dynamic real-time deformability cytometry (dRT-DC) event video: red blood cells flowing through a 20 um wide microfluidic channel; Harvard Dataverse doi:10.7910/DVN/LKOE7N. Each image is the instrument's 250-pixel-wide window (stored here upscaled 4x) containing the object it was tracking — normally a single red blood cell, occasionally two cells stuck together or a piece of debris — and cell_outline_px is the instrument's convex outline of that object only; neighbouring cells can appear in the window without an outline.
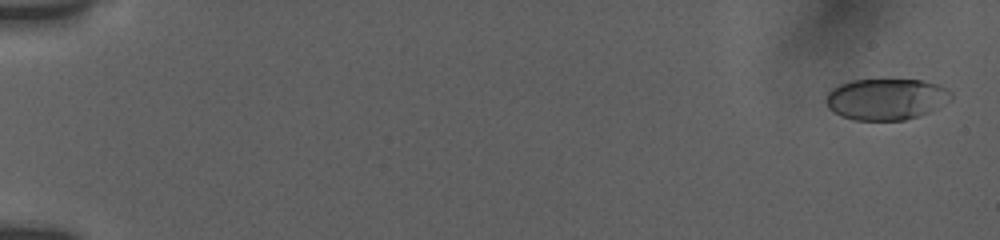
{"species": "human", "species_latin": "Homo sapiens", "temperature_condition": "room temperature", "stored_images_in_passage": 42, "camera_frame_rate_fps": 3000, "um_per_image_px": 0.085, "donor": {"sex": "female"}, "frame": {"image": 1, "passage_image": 1, "time_ms": 0.0, "image_size_px": [1000, 240], "cell_outline_px": [[952, 100], [928, 112], [904, 120], [856, 120], [840, 116], [828, 108], [824, 100], [828, 92], [832, 88], [840, 84], [852, 80], [920, 80], [940, 84], [948, 88], [952, 92]], "centroid_in_image_um": [75.33, 8.42], "position_along_channel_um": 9.7, "area_um2": 30.29}}
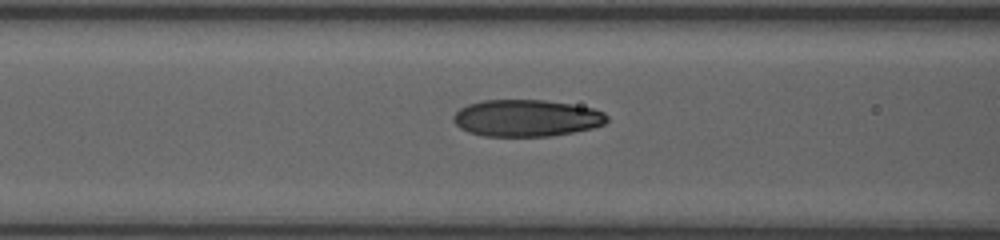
{"frame": {"image": 2, "passage_image": 27, "time_ms": 7.667, "image_size_px": [1000, 240], "cell_outline_px": [[608, 120], [604, 124], [592, 128], [552, 136], [484, 136], [468, 132], [460, 128], [452, 120], [452, 116], [460, 108], [468, 104], [484, 100], [544, 100], [572, 104], [592, 108], [604, 112], [608, 116]], "centroid_in_image_um": [44.74, 10.03], "position_along_channel_um": 121.9, "area_um2": 33.06}}
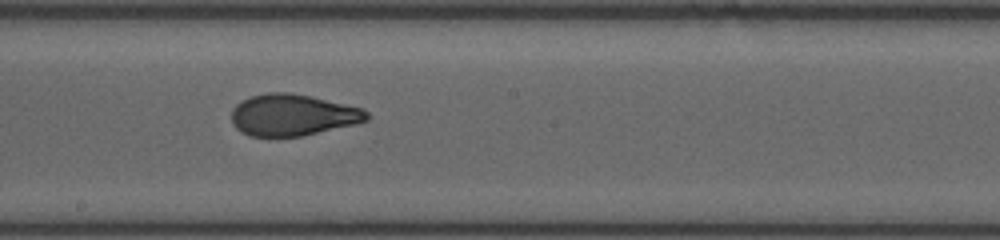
{"frame": {"image": 3, "passage_image": 41, "time_ms": 10.333, "image_size_px": [1000, 240], "cell_outline_px": [[368, 120], [356, 124], [304, 136], [248, 136], [240, 132], [232, 124], [232, 108], [236, 104], [252, 96], [268, 92], [288, 92], [312, 96], [364, 108], [368, 112]], "centroid_in_image_um": [24.9, 9.78], "position_along_channel_um": 223.3, "area_um2": 33.0}}